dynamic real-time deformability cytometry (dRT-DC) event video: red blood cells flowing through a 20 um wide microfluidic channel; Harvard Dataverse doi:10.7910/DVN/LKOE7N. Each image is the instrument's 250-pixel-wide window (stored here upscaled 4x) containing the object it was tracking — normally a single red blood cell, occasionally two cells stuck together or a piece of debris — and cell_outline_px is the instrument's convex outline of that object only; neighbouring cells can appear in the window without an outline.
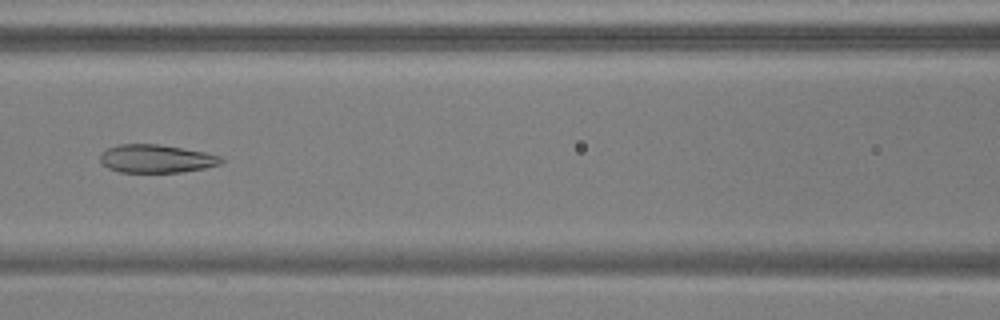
{"species": "common noctule bat (a hibernating species)", "species_latin": "Nyctalus noctula", "temperature_condition": "warm", "stored_images_in_passage": 53, "camera_frame_rate_fps": 3000, "um_per_image_px": 0.085, "animal": {"sex": "male", "body_mass_g": 17.9, "forearm_length_mm": 54.2}, "frame": {"image": 1, "passage_image": 24, "time_ms": 7.667, "image_size_px": [1000, 320], "cell_outline_px": [[224, 160], [220, 164], [204, 168], [180, 172], [120, 172], [108, 168], [100, 164], [100, 152], [116, 144], [160, 144], [204, 152], [220, 156]], "centroid_in_image_um": [13.23, 13.48], "position_along_channel_um": 153.4, "area_um2": 19.94}}
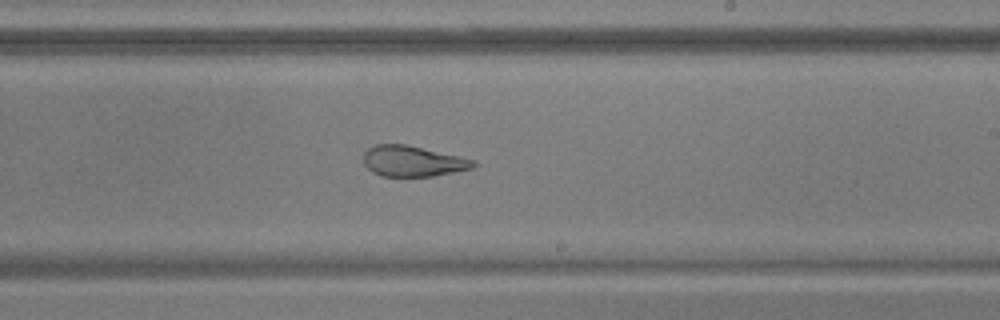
{"frame": {"image": 2, "passage_image": 32, "time_ms": 10.333, "image_size_px": [1000, 320], "cell_outline_px": [[476, 164], [472, 168], [432, 176], [380, 176], [372, 172], [364, 164], [364, 152], [368, 148], [376, 144], [404, 144], [476, 160]], "centroid_in_image_um": [35.05, 13.7], "position_along_channel_um": 254.0, "area_um2": 19.42}}
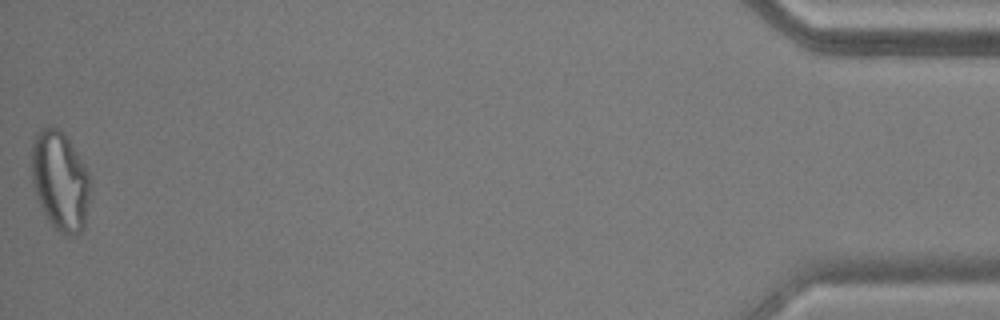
{"frame": {"image": 3, "passage_image": 53, "time_ms": 17.333, "image_size_px": [1000, 320], "cell_outline_px": [[88, 200], [84, 228], [76, 236], [64, 236], [48, 220], [40, 204], [32, 180], [32, 140], [36, 132], [40, 128], [48, 124], [52, 124], [68, 140], [84, 164], [88, 172]], "centroid_in_image_um": [5.08, 15.36], "position_along_channel_um": 430.1, "area_um2": 33.52}, "authors_computed_cell_mechanics": {"area_um2": 26.8192, "velocity_mm_per_s": 3.7831, "shape_relaxation_time_tau1_ms": null, "shape_relaxation_time_tau2_ms": 1.6191, "deformation_change_tau1": null, "deformation_change_tau2": 0.1044}}